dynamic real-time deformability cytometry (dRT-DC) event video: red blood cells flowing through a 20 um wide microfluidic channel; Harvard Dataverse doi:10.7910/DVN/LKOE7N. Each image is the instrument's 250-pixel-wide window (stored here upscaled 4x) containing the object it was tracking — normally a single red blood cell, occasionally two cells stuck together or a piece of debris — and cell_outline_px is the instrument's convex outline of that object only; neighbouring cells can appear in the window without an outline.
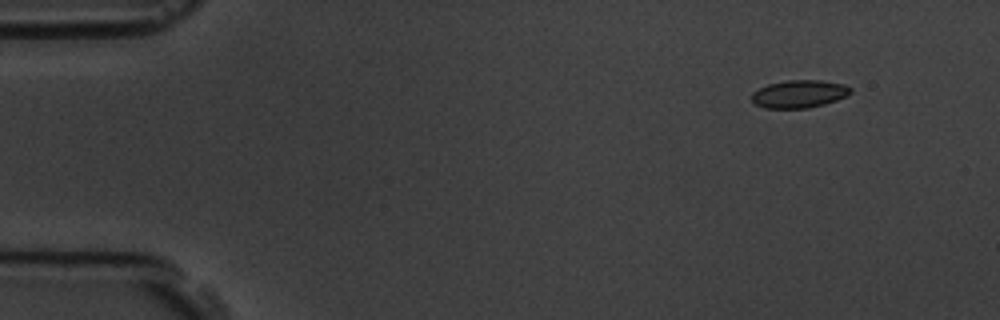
{"species": "common noctule bat (a hibernating species)", "species_latin": "Nyctalus noctula", "temperature_condition": "room temperature", "stored_images_in_passage": 4, "camera_frame_rate_fps": 3000, "um_per_image_px": 0.085, "animal": {"sex": "male", "body_mass_g": 19.5, "forearm_length_mm": 54.6}, "frame": {"image": 1, "passage_image": 1, "time_ms": 0.0, "image_size_px": [1000, 320], "cell_outline_px": [[852, 92], [848, 96], [824, 104], [808, 108], [764, 108], [756, 104], [752, 100], [752, 92], [768, 84], [788, 80], [820, 80], [844, 84], [852, 88]], "centroid_in_image_um": [67.96, 7.98], "position_along_channel_um": 17.0, "area_um2": 16.01}}
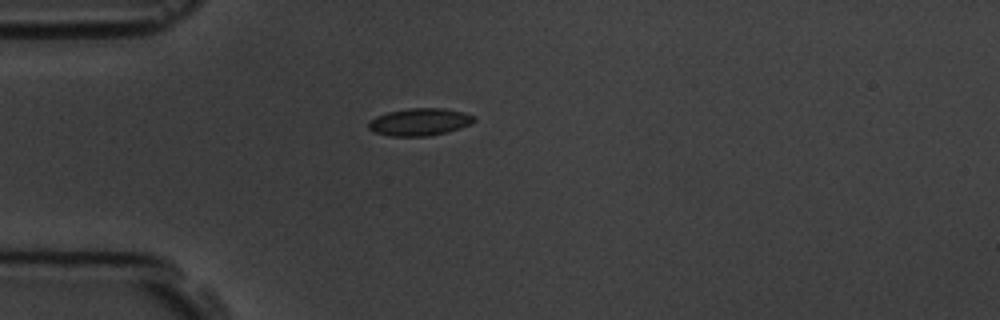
{"frame": {"image": 2, "passage_image": 4, "time_ms": 3.333, "image_size_px": [1000, 320], "cell_outline_px": [[476, 120], [472, 124], [448, 132], [428, 136], [392, 136], [376, 132], [368, 128], [368, 124], [376, 116], [388, 112], [408, 108], [444, 108], [464, 112], [476, 116]], "centroid_in_image_um": [35.74, 10.36], "position_along_channel_um": 49.3, "area_um2": 16.88}}